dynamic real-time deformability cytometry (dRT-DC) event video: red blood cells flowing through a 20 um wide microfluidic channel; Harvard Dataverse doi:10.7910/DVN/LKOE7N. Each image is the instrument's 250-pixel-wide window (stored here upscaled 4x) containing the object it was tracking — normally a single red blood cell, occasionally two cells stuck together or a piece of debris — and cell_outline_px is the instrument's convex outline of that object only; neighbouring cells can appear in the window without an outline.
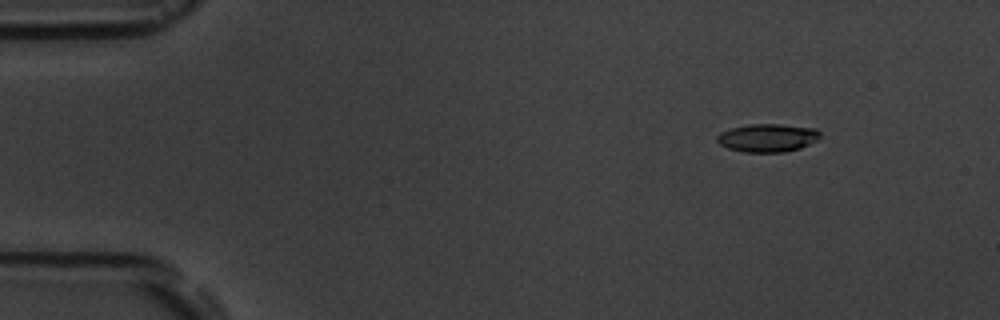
{"species": "common noctule bat (a hibernating species)", "species_latin": "Nyctalus noctula", "temperature_condition": "room temperature", "stored_images_in_passage": 3, "camera_frame_rate_fps": 3000, "um_per_image_px": 0.085, "animal": {"sex": "male", "body_mass_g": 19.5, "forearm_length_mm": 54.6}, "frame": {"image": 1, "passage_image": 1, "time_ms": 0.0, "image_size_px": [1000, 320], "cell_outline_px": [[820, 136], [816, 140], [800, 148], [784, 152], [744, 152], [728, 148], [720, 144], [716, 140], [716, 136], [720, 132], [732, 128], [748, 124], [780, 124], [816, 128], [820, 132]], "centroid_in_image_um": [65.23, 11.71], "position_along_channel_um": 19.8, "area_um2": 16.88}}
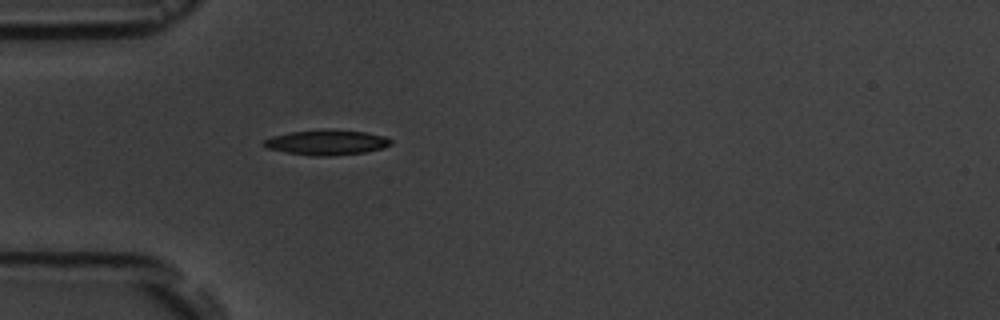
{"frame": {"image": 2, "passage_image": 3, "time_ms": 3.333, "image_size_px": [1000, 320], "cell_outline_px": [[392, 144], [380, 148], [364, 152], [328, 156], [312, 156], [288, 152], [268, 148], [260, 144], [264, 140], [272, 136], [292, 132], [328, 128], [364, 132], [384, 136], [392, 140]], "centroid_in_image_um": [27.75, 12.09], "position_along_channel_um": 57.3, "area_um2": 18.5}}